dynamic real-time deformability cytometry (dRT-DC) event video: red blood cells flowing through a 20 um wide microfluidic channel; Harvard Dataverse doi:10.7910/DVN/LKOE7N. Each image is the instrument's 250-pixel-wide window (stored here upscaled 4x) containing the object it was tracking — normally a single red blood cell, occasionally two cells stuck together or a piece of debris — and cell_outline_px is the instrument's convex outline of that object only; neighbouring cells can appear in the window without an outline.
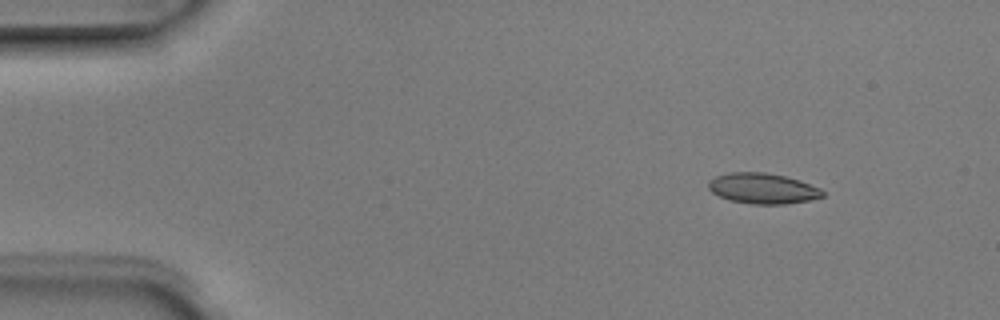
{"species": "Egyptian fruit bat (a non-hibernating species)", "species_latin": "Rousettus aegyptiacus", "temperature_condition": "room temperature", "stored_images_in_passage": 7, "camera_frame_rate_fps": 3000, "um_per_image_px": 0.085, "animal": {"sex": "male"}, "frame": {"image": 1, "passage_image": 2, "time_ms": 0.333, "image_size_px": [1000, 320], "cell_outline_px": [[824, 196], [812, 200], [784, 204], [752, 204], [728, 200], [712, 192], [708, 188], [708, 180], [716, 176], [728, 172], [764, 172], [784, 176], [800, 180], [820, 188], [824, 192]], "centroid_in_image_um": [64.83, 16.02], "position_along_channel_um": 20.2, "area_um2": 20.46}}
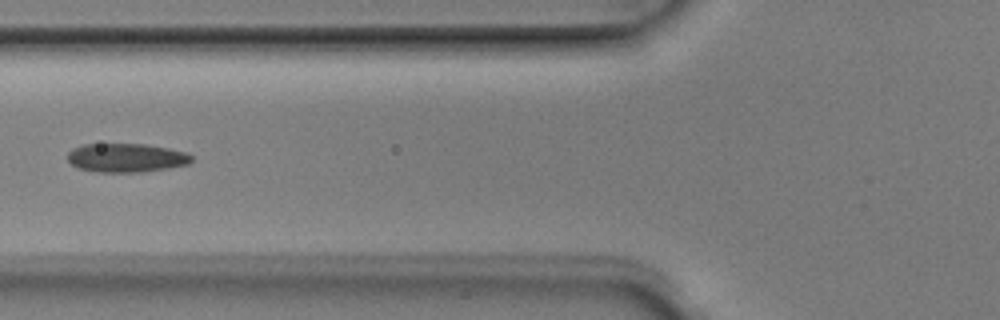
{"frame": {"image": 2, "passage_image": 6, "time_ms": 1.667, "image_size_px": [1000, 320], "cell_outline_px": [[192, 160], [188, 164], [168, 168], [144, 172], [96, 172], [76, 168], [68, 160], [68, 152], [72, 148], [84, 144], [144, 144], [168, 148], [188, 152], [192, 156]], "centroid_in_image_um": [10.73, 13.41], "position_along_channel_um": 115.1, "area_um2": 20.98}}
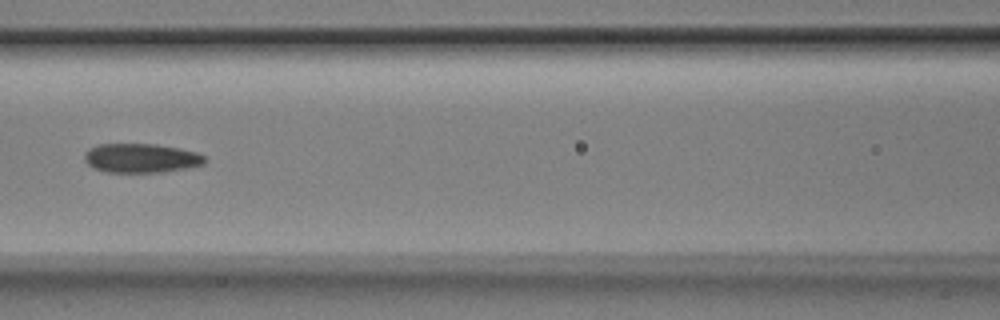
{"frame": {"image": 3, "passage_image": 7, "time_ms": 2.0, "image_size_px": [1000, 320], "cell_outline_px": [[208, 160], [204, 164], [184, 168], [160, 172], [108, 172], [96, 168], [88, 164], [84, 160], [84, 152], [88, 148], [100, 144], [156, 144], [180, 148], [196, 152], [208, 156]], "centroid_in_image_um": [12.02, 13.43], "position_along_channel_um": 154.6, "area_um2": 20.52}}